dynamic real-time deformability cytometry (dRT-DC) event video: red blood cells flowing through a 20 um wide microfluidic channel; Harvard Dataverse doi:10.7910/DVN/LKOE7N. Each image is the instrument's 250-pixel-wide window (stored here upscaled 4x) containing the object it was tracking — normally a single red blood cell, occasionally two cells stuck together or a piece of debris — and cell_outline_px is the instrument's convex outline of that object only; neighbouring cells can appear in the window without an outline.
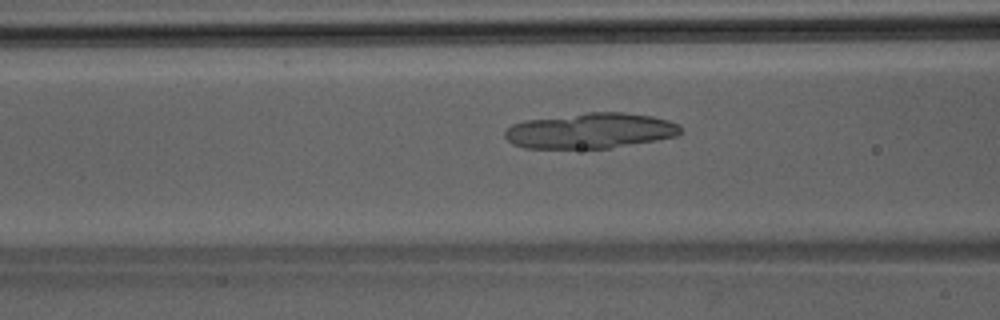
{"species": "Egyptian fruit bat (a non-hibernating species)", "species_latin": "Rousettus aegyptiacus", "temperature_condition": "room temperature", "stored_images_in_passage": 45, "camera_frame_rate_fps": 3000, "um_per_image_px": 0.085, "animal": {"sex": "male"}, "frame": {"image": 1, "passage_image": 18, "time_ms": 5.667, "image_size_px": [1000, 320], "cell_outline_px": [[680, 132], [676, 136], [656, 140], [612, 148], [524, 148], [512, 144], [504, 136], [504, 132], [512, 124], [528, 120], [588, 112], [624, 112], [652, 116], [668, 120], [680, 124]], "centroid_in_image_um": [50.19, 11.11], "position_along_channel_um": 116.4, "area_um2": 36.24}}
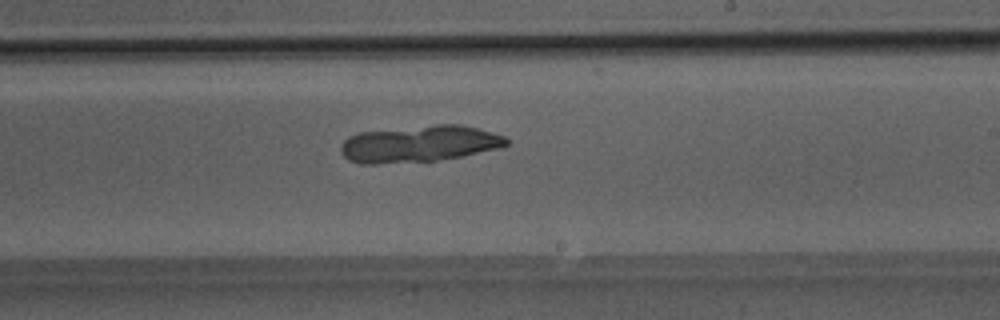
{"frame": {"image": 2, "passage_image": 27, "time_ms": 8.667, "image_size_px": [1000, 320], "cell_outline_px": [[508, 144], [500, 148], [460, 156], [436, 160], [376, 164], [360, 164], [348, 160], [340, 152], [340, 144], [348, 136], [360, 132], [436, 124], [460, 124], [476, 128], [504, 136], [508, 140]], "centroid_in_image_um": [35.58, 12.22], "position_along_channel_um": 253.4, "area_um2": 35.26}}
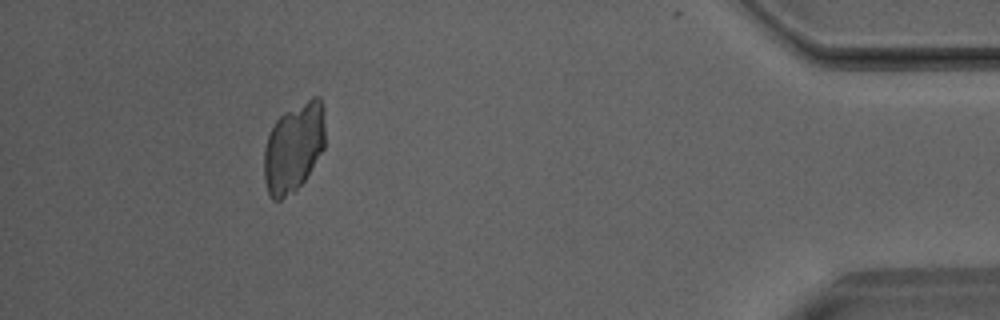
{"frame": {"image": 3, "passage_image": 41, "time_ms": 13.333, "image_size_px": [1000, 320], "cell_outline_px": [[324, 148], [304, 180], [292, 192], [280, 200], [272, 200], [268, 196], [264, 180], [264, 148], [268, 136], [276, 120], [284, 112], [312, 96], [320, 96], [324, 108]], "centroid_in_image_um": [24.96, 12.52], "position_along_channel_um": 410.2, "area_um2": 31.79}}